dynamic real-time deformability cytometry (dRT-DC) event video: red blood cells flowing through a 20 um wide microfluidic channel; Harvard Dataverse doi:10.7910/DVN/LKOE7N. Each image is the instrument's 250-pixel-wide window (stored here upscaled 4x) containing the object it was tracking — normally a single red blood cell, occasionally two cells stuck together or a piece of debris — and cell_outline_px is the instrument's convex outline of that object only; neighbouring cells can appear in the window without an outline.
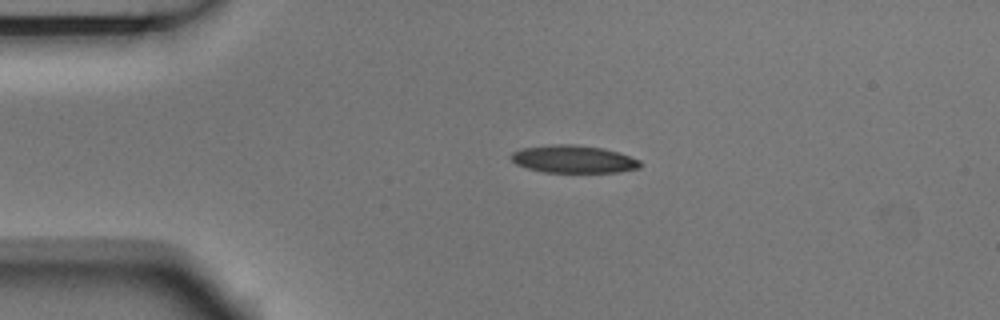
{"species": "Egyptian fruit bat (a non-hibernating species)", "species_latin": "Rousettus aegyptiacus", "temperature_condition": "room temperature", "stored_images_in_passage": 4, "camera_frame_rate_fps": 3000, "um_per_image_px": 0.085, "animal": {"sex": "male"}, "frame": {"image": 1, "passage_image": 3, "time_ms": 0.667, "image_size_px": [1000, 320], "cell_outline_px": [[640, 168], [620, 172], [544, 172], [528, 168], [516, 164], [508, 156], [512, 152], [520, 148], [552, 144], [572, 144], [604, 148], [620, 152], [640, 160]], "centroid_in_image_um": [48.74, 13.52], "position_along_channel_um": 36.3, "area_um2": 20.98}}
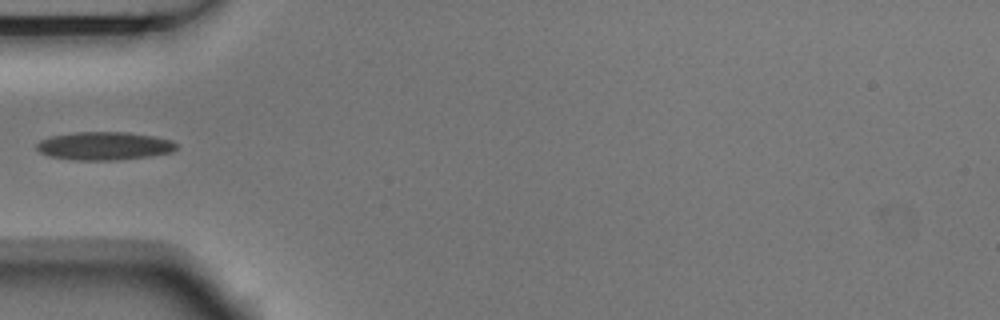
{"frame": {"image": 2, "passage_image": 4, "time_ms": 1.0, "image_size_px": [1000, 320], "cell_outline_px": [[176, 148], [172, 152], [148, 156], [116, 160], [72, 160], [48, 156], [40, 152], [36, 148], [36, 144], [40, 140], [48, 136], [76, 132], [128, 132], [156, 136], [172, 140], [176, 144]], "centroid_in_image_um": [8.83, 12.4], "position_along_channel_um": 76.2, "area_um2": 23.12}}